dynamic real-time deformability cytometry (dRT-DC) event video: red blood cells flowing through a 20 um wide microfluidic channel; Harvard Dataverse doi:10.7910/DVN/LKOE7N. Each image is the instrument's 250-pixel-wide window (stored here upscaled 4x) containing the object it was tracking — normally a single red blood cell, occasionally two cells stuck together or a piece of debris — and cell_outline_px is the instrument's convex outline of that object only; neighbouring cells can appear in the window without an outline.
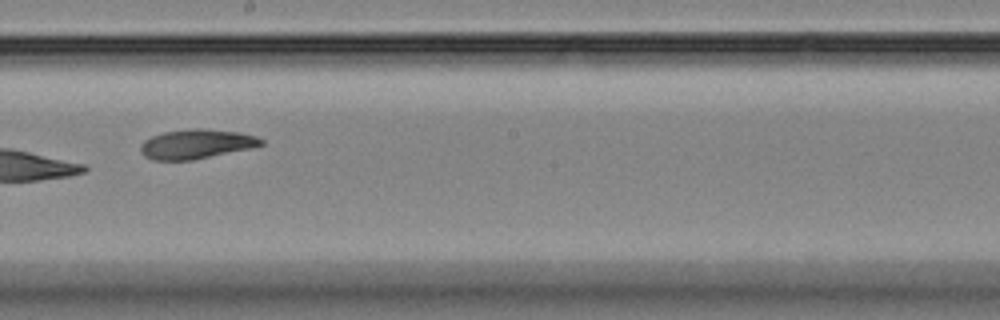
{"species": "Egyptian fruit bat (a non-hibernating species)", "species_latin": "Rousettus aegyptiacus", "temperature_condition": "room temperature", "stored_images_in_passage": 9, "camera_frame_rate_fps": 3000, "um_per_image_px": 0.085, "animal": {"sex": "female"}, "frame": {"image": 1, "passage_image": 8, "time_ms": 8.333, "image_size_px": [1000, 320], "cell_outline_px": [[264, 144], [252, 148], [192, 160], [152, 160], [144, 156], [140, 148], [140, 144], [144, 140], [152, 136], [164, 132], [192, 128], [204, 128], [240, 132], [256, 136], [264, 140]], "centroid_in_image_um": [16.7, 12.24], "position_along_channel_um": 231.5, "area_um2": 20.81}}
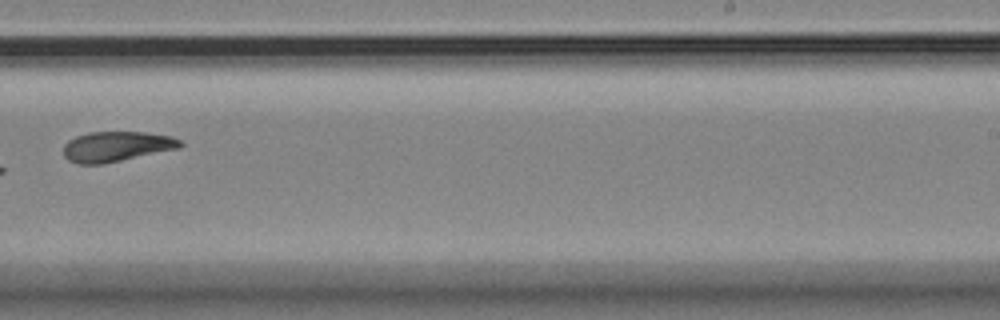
{"frame": {"image": 2, "passage_image": 9, "time_ms": 9.667, "image_size_px": [1000, 320], "cell_outline_px": [[184, 144], [180, 148], [104, 164], [80, 164], [68, 160], [64, 156], [64, 144], [68, 140], [76, 136], [88, 132], [144, 132], [172, 136], [180, 140]], "centroid_in_image_um": [9.91, 12.45], "position_along_channel_um": 279.1, "area_um2": 20.63}}